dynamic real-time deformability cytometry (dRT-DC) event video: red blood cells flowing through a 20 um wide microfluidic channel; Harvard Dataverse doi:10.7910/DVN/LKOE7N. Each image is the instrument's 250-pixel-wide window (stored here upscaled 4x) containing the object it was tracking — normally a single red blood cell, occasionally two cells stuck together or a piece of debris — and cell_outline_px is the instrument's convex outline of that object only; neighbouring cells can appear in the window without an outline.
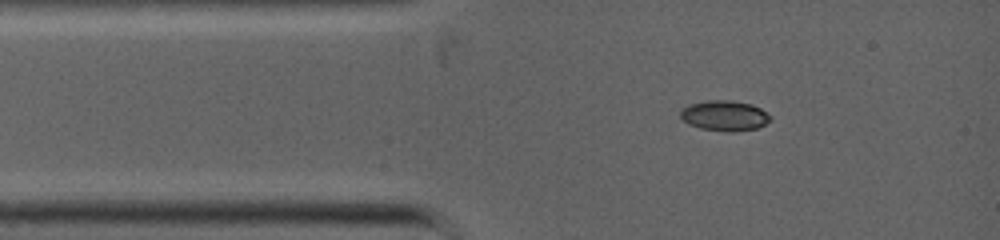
{"species": "common noctule bat (a hibernating species)", "species_latin": "Nyctalus noctula", "temperature_condition": "warm", "stored_images_in_passage": 4, "camera_frame_rate_fps": 5000, "um_per_image_px": 0.085, "animal": {"sex": "female", "body_mass_g": 19.0, "forearm_length_mm": 53.3}, "frame": {"image": 1, "passage_image": 1, "time_ms": 0.0, "image_size_px": [1000, 240], "cell_outline_px": [[772, 120], [756, 128], [736, 132], [728, 132], [700, 128], [688, 124], [680, 116], [680, 108], [688, 104], [708, 100], [732, 100], [752, 104], [760, 108], [772, 116]], "centroid_in_image_um": [61.58, 9.82], "position_along_channel_um": 23.4, "area_um2": 16.13}}